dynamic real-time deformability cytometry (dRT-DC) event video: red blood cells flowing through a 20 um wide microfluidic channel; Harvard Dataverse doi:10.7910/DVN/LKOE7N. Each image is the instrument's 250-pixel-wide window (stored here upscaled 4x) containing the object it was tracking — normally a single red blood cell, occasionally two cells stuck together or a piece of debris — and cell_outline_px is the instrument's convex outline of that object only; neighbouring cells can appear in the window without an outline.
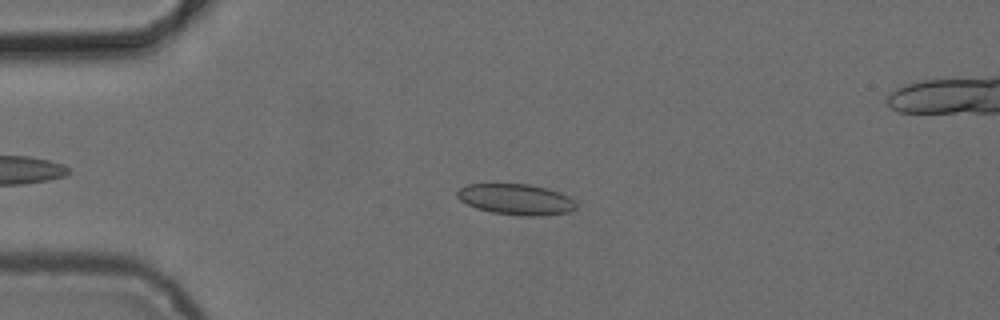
{"species": "common noctule bat (a hibernating species)", "species_latin": "Nyctalus noctula", "temperature_condition": "cold", "stored_images_in_passage": 5, "camera_frame_rate_fps": 3000, "um_per_image_px": 0.085, "animal": {"sex": "female", "body_mass_g": 24.6, "forearm_length_mm": 56.2}, "frame": {"image": 1, "passage_image": 3, "time_ms": 3.333, "image_size_px": [1000, 320], "cell_outline_px": [[576, 208], [572, 212], [540, 216], [520, 216], [492, 212], [476, 208], [460, 200], [456, 196], [456, 192], [460, 188], [468, 184], [528, 184], [560, 192], [568, 196], [576, 204]], "centroid_in_image_um": [43.86, 16.96], "position_along_channel_um": 41.1, "area_um2": 21.39}}
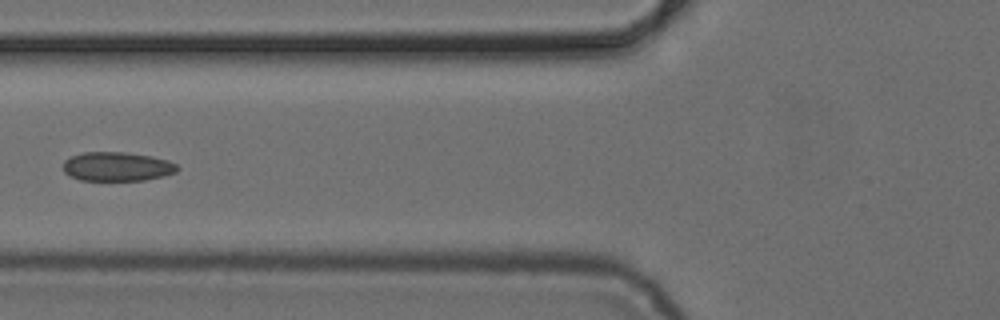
{"frame": {"image": 2, "passage_image": 5, "time_ms": 6.0, "image_size_px": [1000, 320], "cell_outline_px": [[180, 168], [176, 172], [164, 176], [144, 180], [80, 180], [68, 176], [64, 172], [64, 160], [72, 156], [84, 152], [124, 152], [152, 156], [168, 160], [176, 164]], "centroid_in_image_um": [9.96, 14.16], "position_along_channel_um": 115.8, "area_um2": 19.42}}